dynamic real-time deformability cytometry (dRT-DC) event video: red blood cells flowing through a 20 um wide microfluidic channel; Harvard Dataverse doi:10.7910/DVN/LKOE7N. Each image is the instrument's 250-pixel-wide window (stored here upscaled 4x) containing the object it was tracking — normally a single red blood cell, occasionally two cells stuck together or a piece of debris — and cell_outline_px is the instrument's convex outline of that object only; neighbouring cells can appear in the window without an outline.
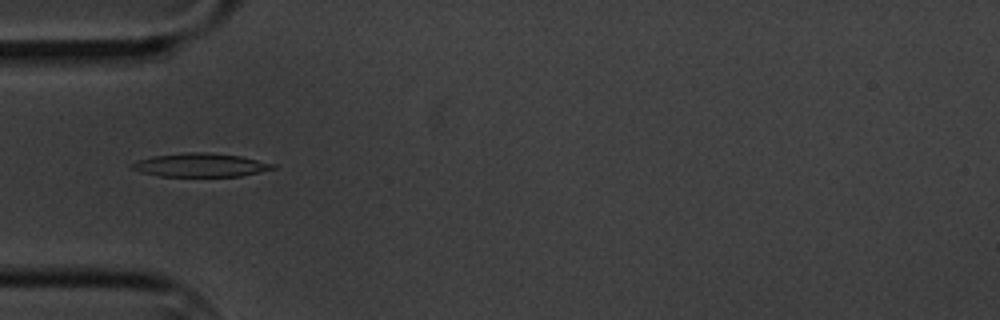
{"species": "common noctule bat (a hibernating species)", "species_latin": "Nyctalus noctula", "temperature_condition": "cold", "stored_images_in_passage": 7, "camera_frame_rate_fps": 3000, "um_per_image_px": 0.085, "animal": {"sex": "male", "body_mass_g": 20.1, "forearm_length_mm": 53.5}, "frame": {"image": 1, "passage_image": 3, "time_ms": 2.333, "image_size_px": [1000, 320], "cell_outline_px": [[276, 168], [260, 172], [240, 176], [160, 176], [140, 172], [132, 168], [132, 164], [136, 160], [152, 156], [184, 152], [204, 152], [240, 156], [276, 164]], "centroid_in_image_um": [17.04, 14.02], "position_along_channel_um": 68.0, "area_um2": 19.31}}
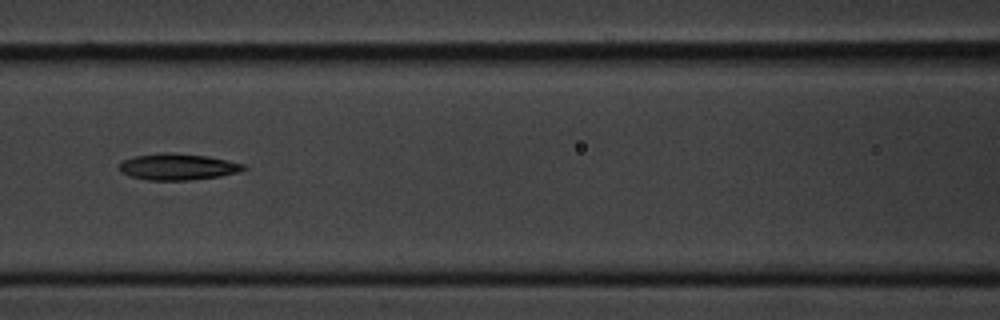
{"frame": {"image": 2, "passage_image": 5, "time_ms": 4.667, "image_size_px": [1000, 320], "cell_outline_px": [[248, 168], [240, 172], [220, 176], [188, 180], [148, 180], [128, 176], [120, 172], [120, 164], [124, 160], [136, 156], [160, 152], [172, 152], [208, 156], [228, 160], [244, 164]], "centroid_in_image_um": [15.13, 14.17], "position_along_channel_um": 151.5, "area_um2": 19.25}}
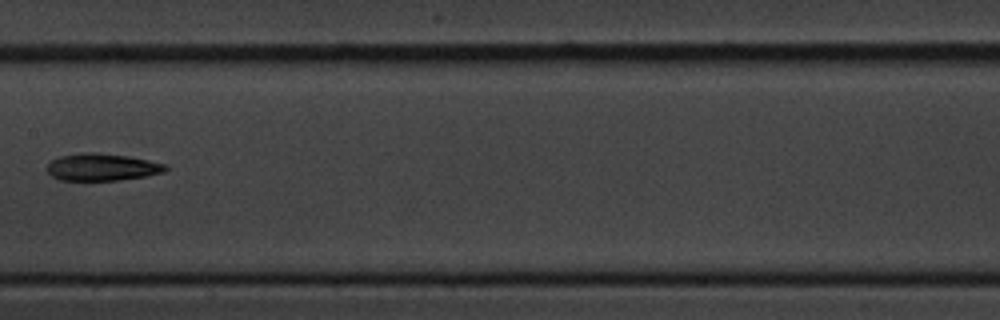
{"frame": {"image": 3, "passage_image": 6, "time_ms": 6.0, "image_size_px": [1000, 320], "cell_outline_px": [[168, 168], [164, 172], [148, 176], [120, 180], [60, 180], [52, 176], [48, 172], [48, 164], [52, 160], [60, 156], [80, 152], [96, 152], [128, 156], [168, 164]], "centroid_in_image_um": [8.71, 14.2], "position_along_channel_um": 198.7, "area_um2": 18.9}}